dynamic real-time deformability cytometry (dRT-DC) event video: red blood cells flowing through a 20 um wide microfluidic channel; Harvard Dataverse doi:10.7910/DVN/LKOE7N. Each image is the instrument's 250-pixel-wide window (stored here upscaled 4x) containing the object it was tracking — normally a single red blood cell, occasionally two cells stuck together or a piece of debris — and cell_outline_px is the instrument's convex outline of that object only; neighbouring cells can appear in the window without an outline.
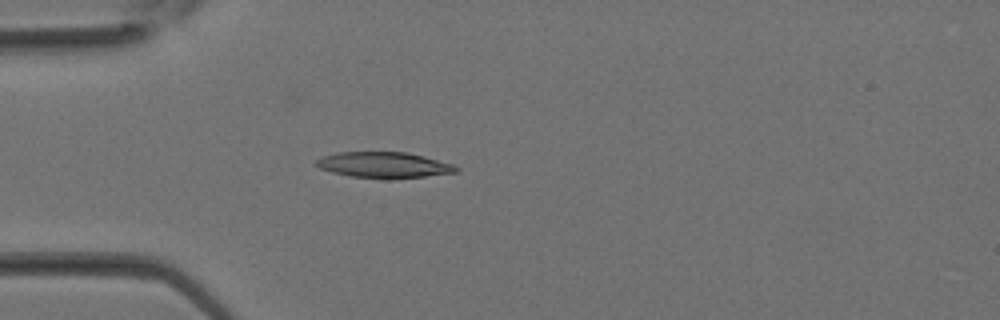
{"species": "Egyptian fruit bat (a non-hibernating species)", "species_latin": "Rousettus aegyptiacus", "temperature_condition": "room temperature", "stored_images_in_passage": 25, "camera_frame_rate_fps": 3000, "um_per_image_px": 0.085, "animal": {"sex": "female"}, "frame": {"image": 1, "passage_image": 1, "time_ms": 0.0, "image_size_px": [1000, 320], "cell_outline_px": [[460, 168], [456, 172], [424, 176], [348, 176], [332, 172], [320, 168], [316, 164], [316, 160], [320, 156], [336, 152], [404, 152], [424, 156], [452, 164]], "centroid_in_image_um": [32.58, 13.97], "position_along_channel_um": 52.4, "area_um2": 20.17}}
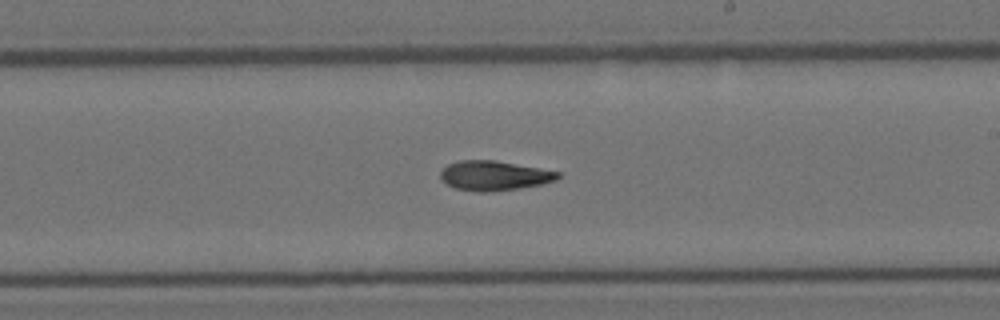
{"frame": {"image": 2, "passage_image": 11, "time_ms": 3.333, "image_size_px": [1000, 320], "cell_outline_px": [[560, 176], [556, 180], [540, 184], [520, 188], [488, 192], [480, 192], [456, 188], [440, 180], [440, 172], [448, 164], [460, 160], [492, 160], [560, 172]], "centroid_in_image_um": [41.97, 14.93], "position_along_channel_um": 247.0, "area_um2": 20.0}}
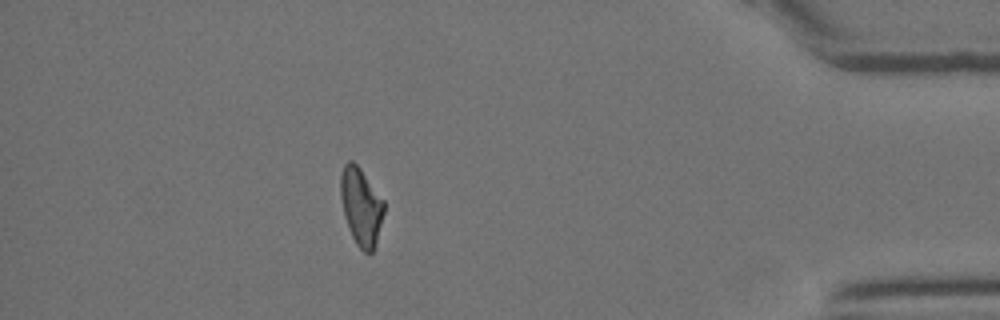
{"frame": {"image": 3, "passage_image": 21, "time_ms": 6.667, "image_size_px": [1000, 320], "cell_outline_px": [[384, 212], [376, 240], [372, 252], [364, 252], [356, 244], [348, 228], [344, 216], [340, 196], [340, 176], [344, 164], [348, 160], [352, 160], [360, 168], [384, 200]], "centroid_in_image_um": [30.67, 17.52], "position_along_channel_um": 404.5, "area_um2": 19.48}}